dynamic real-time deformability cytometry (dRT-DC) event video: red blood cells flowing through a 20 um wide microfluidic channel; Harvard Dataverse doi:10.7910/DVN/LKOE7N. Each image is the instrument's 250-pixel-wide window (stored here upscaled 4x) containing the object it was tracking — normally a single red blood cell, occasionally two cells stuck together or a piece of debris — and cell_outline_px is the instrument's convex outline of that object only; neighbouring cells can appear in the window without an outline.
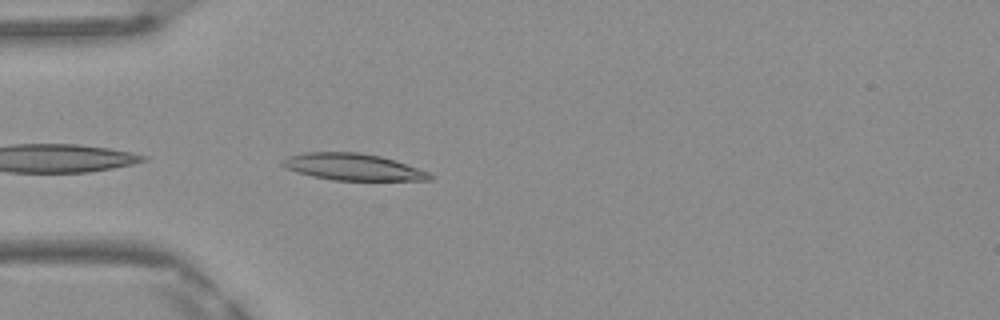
{"species": "Egyptian fruit bat (a non-hibernating species)", "species_latin": "Rousettus aegyptiacus", "temperature_condition": "warm", "stored_images_in_passage": 10, "camera_frame_rate_fps": 3000, "um_per_image_px": 0.085, "frame": {"image": 1, "passage_image": 1, "time_ms": 0.0, "image_size_px": [1000, 320], "cell_outline_px": [[432, 180], [332, 180], [312, 176], [296, 172], [280, 164], [280, 160], [288, 156], [304, 152], [360, 152], [380, 156], [396, 160], [428, 172], [432, 176]], "centroid_in_image_um": [29.96, 14.18], "position_along_channel_um": 55.0, "area_um2": 22.95}}
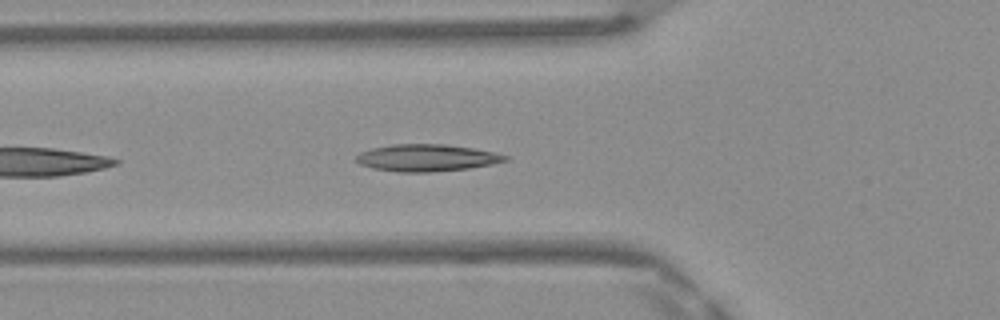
{"frame": {"image": 2, "passage_image": 4, "time_ms": 1.0, "image_size_px": [1000, 320], "cell_outline_px": [[508, 160], [468, 168], [432, 172], [396, 172], [372, 168], [360, 164], [356, 160], [356, 156], [360, 152], [372, 148], [392, 144], [444, 144], [472, 148], [492, 152], [508, 156]], "centroid_in_image_um": [36.21, 13.41], "position_along_channel_um": 89.6, "area_um2": 23.24}}
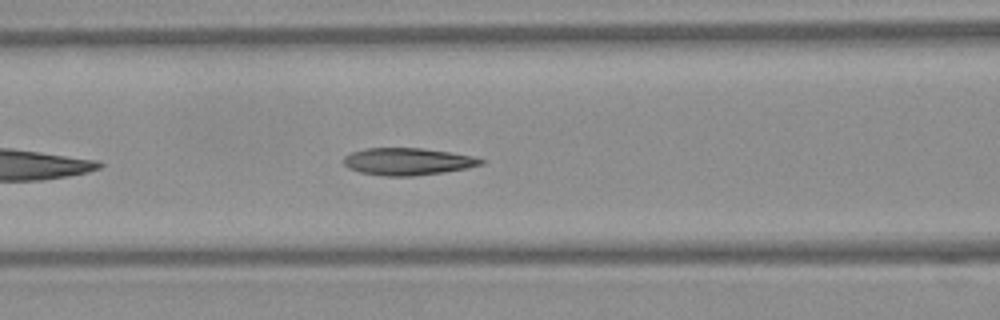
{"frame": {"image": 3, "passage_image": 7, "time_ms": 2.0, "image_size_px": [1000, 320], "cell_outline_px": [[484, 164], [468, 168], [444, 172], [412, 176], [384, 176], [360, 172], [348, 168], [344, 164], [344, 156], [352, 152], [364, 148], [424, 148], [472, 156], [484, 160]], "centroid_in_image_um": [34.64, 13.73], "position_along_channel_um": 132.0, "area_um2": 21.73}}